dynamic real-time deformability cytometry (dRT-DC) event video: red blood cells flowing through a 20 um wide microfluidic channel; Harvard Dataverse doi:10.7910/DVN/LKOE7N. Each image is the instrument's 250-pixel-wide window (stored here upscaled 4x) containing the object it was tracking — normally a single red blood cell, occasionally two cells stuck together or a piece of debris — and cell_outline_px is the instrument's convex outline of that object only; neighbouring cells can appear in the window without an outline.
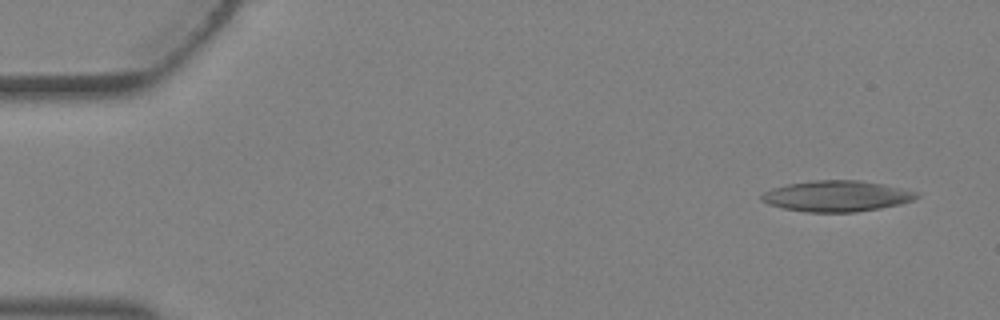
{"species": "Egyptian fruit bat (a non-hibernating species)", "species_latin": "Rousettus aegyptiacus", "temperature_condition": "warm", "stored_images_in_passage": 4, "camera_frame_rate_fps": 3000, "um_per_image_px": 0.085, "animal": {"sex": "female"}, "frame": {"image": 1, "passage_image": 1, "time_ms": 0.0, "image_size_px": [1000, 320], "cell_outline_px": [[920, 196], [912, 200], [900, 204], [880, 208], [856, 212], [804, 212], [784, 208], [768, 204], [760, 200], [760, 196], [764, 192], [772, 188], [788, 184], [816, 180], [860, 180], [884, 184], [920, 192]], "centroid_in_image_um": [71.14, 16.67], "position_along_channel_um": 13.9, "area_um2": 28.03}}